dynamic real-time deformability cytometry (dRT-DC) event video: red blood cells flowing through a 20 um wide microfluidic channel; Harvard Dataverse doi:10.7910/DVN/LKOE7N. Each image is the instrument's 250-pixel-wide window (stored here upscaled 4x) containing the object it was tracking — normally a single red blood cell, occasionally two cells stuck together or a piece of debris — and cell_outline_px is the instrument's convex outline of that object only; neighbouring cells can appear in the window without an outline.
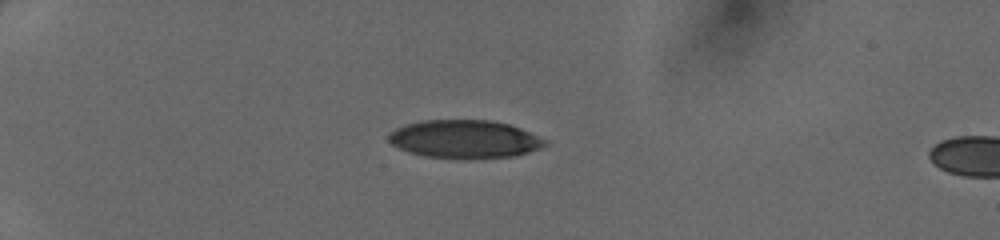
{"species": "human", "species_latin": "Homo sapiens", "temperature_condition": "cold", "stored_images_in_passage": 35, "camera_frame_rate_fps": 3000, "um_per_image_px": 0.085, "donor": {"sex": "female"}, "frame": {"image": 1, "passage_image": 1, "time_ms": 0.0, "image_size_px": [1000, 240], "cell_outline_px": [[548, 144], [540, 148], [528, 152], [512, 156], [424, 156], [408, 152], [392, 144], [388, 140], [388, 136], [396, 128], [404, 124], [420, 120], [492, 120], [508, 124], [520, 128], [548, 140]], "centroid_in_image_um": [39.48, 11.78], "position_along_channel_um": 45.5, "area_um2": 33.87}}
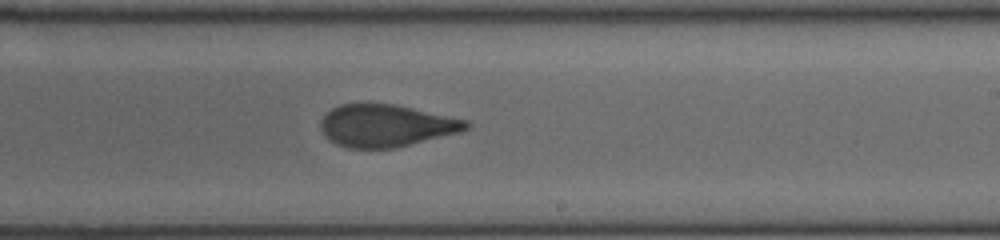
{"frame": {"image": 2, "passage_image": 19, "time_ms": 6.0, "image_size_px": [1000, 240], "cell_outline_px": [[472, 124], [468, 128], [460, 132], [392, 148], [348, 148], [336, 144], [320, 128], [320, 120], [332, 108], [340, 104], [368, 100], [396, 104], [468, 120]], "centroid_in_image_um": [32.8, 10.62], "position_along_channel_um": 256.2, "area_um2": 36.3}}
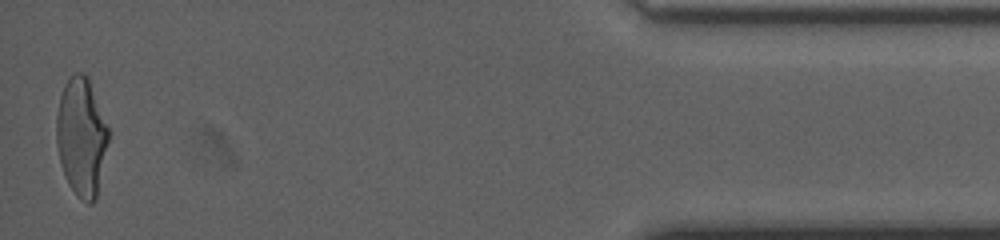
{"frame": {"image": 3, "passage_image": 35, "time_ms": 11.333, "image_size_px": [1000, 240], "cell_outline_px": [[108, 140], [96, 196], [92, 204], [88, 204], [80, 200], [76, 196], [68, 184], [60, 164], [56, 144], [56, 116], [60, 96], [64, 84], [68, 76], [72, 72], [84, 72], [88, 76], [108, 128]], "centroid_in_image_um": [6.88, 11.6], "position_along_channel_um": 428.3, "area_um2": 35.89}}